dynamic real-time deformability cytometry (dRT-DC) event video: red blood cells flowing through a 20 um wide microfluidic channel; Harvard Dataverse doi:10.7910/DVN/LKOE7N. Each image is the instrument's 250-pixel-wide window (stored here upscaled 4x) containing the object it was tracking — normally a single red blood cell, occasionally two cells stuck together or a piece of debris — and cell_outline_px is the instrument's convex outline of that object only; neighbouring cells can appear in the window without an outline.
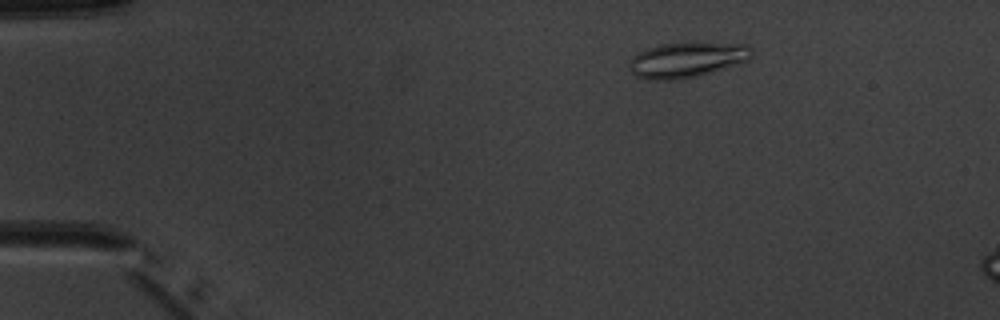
{"species": "common noctule bat (a hibernating species)", "species_latin": "Nyctalus noctula", "temperature_condition": "warm", "stored_images_in_passage": 5, "camera_frame_rate_fps": 3000, "um_per_image_px": 0.085, "animal": {"sex": "male", "body_mass_g": 20.1, "forearm_length_mm": 53.5}, "frame": {"image": 1, "passage_image": 3, "time_ms": 2.333, "image_size_px": [1000, 320], "cell_outline_px": [[752, 56], [748, 60], [724, 68], [680, 80], [648, 80], [636, 76], [632, 72], [628, 64], [632, 56], [648, 48], [660, 44], [692, 40], [700, 40], [748, 44], [752, 48]], "centroid_in_image_um": [58.41, 5.03], "position_along_channel_um": 26.6, "area_um2": 26.01}}